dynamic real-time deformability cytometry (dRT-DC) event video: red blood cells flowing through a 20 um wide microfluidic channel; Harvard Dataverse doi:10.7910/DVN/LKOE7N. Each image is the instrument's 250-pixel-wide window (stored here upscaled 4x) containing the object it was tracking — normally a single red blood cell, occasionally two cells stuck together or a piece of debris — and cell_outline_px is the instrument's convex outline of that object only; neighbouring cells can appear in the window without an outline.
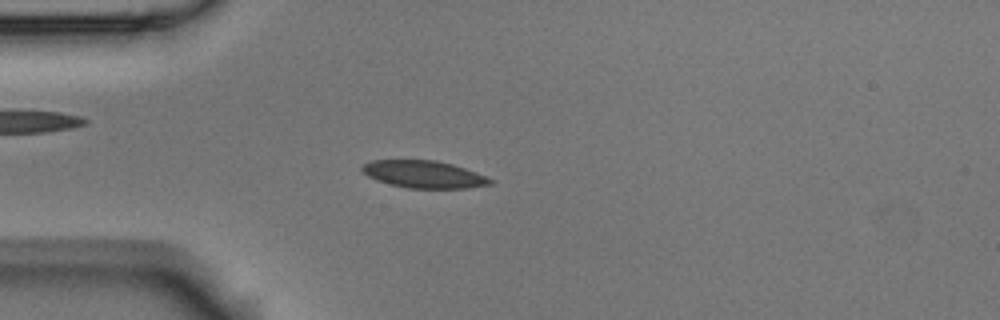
{"species": "Egyptian fruit bat (a non-hibernating species)", "species_latin": "Rousettus aegyptiacus", "temperature_condition": "room temperature", "stored_images_in_passage": 54, "camera_frame_rate_fps": 3000, "um_per_image_px": 0.085, "animal": {"sex": "male"}, "frame": {"image": 1, "passage_image": 14, "time_ms": 4.333, "image_size_px": [1000, 320], "cell_outline_px": [[492, 184], [468, 188], [408, 188], [376, 180], [368, 176], [360, 168], [364, 164], [372, 160], [436, 160], [452, 164], [476, 172], [492, 180]], "centroid_in_image_um": [36.02, 14.81], "position_along_channel_um": 49.0, "area_um2": 20.17}}
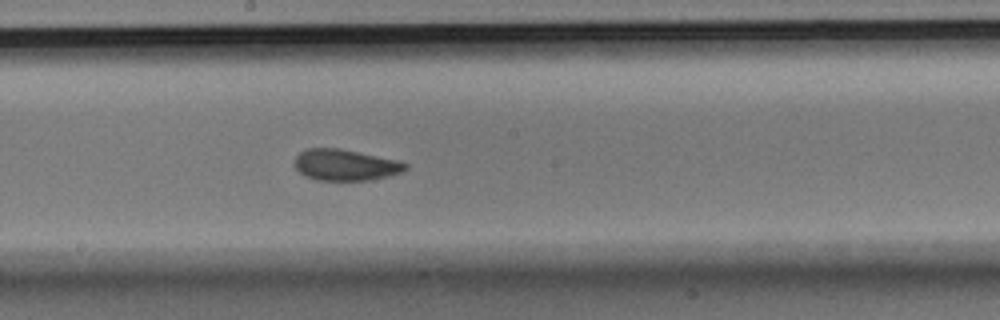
{"frame": {"image": 2, "passage_image": 29, "time_ms": 9.333, "image_size_px": [1000, 320], "cell_outline_px": [[408, 168], [400, 172], [388, 176], [368, 180], [316, 180], [304, 176], [296, 168], [296, 156], [300, 152], [308, 148], [340, 148], [400, 160], [408, 164]], "centroid_in_image_um": [29.38, 14.01], "position_along_channel_um": 218.8, "area_um2": 20.17}}
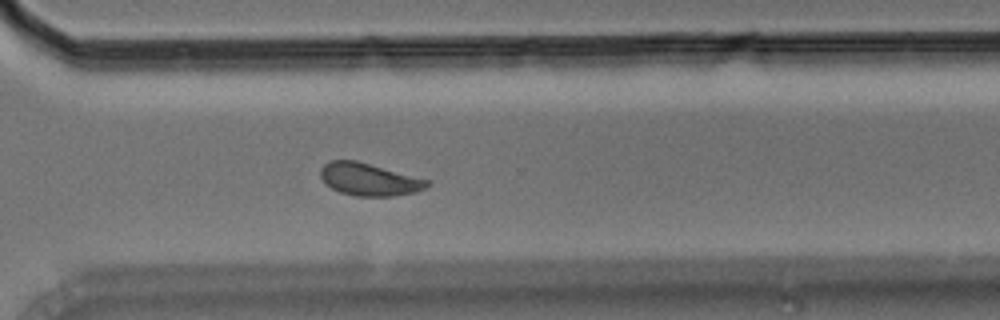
{"frame": {"image": 3, "passage_image": 39, "time_ms": 12.667, "image_size_px": [1000, 320], "cell_outline_px": [[428, 188], [416, 192], [392, 196], [356, 196], [340, 192], [324, 184], [320, 176], [320, 168], [328, 160], [356, 160], [428, 180]], "centroid_in_image_um": [31.32, 15.25], "position_along_channel_um": 339.3, "area_um2": 20.17}, "authors_computed_cell_mechanics": {"area_um2": 20.1722, "velocity_mm_per_s": 3.6219, "shape_relaxation_time_tau1_ms": 3.8348, "shape_relaxation_time_tau2_ms": 1.7189, "deformation_change_tau1": 0.1021, "deformation_change_tau2": 0.0573}}